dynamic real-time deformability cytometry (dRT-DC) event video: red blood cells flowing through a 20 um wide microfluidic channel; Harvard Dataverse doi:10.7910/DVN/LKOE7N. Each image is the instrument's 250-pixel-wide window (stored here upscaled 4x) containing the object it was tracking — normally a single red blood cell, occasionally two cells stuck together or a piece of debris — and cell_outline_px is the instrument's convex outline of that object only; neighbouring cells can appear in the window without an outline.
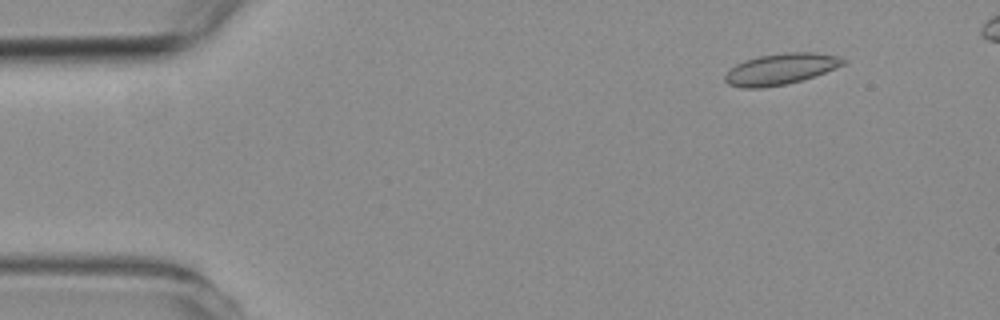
{"species": "common noctule bat (a hibernating species)", "species_latin": "Nyctalus noctula", "temperature_condition": "room temperature", "stored_images_in_passage": 15, "camera_frame_rate_fps": 3000, "um_per_image_px": 0.085, "animal": {"sex": "female", "body_mass_g": 19.3, "forearm_length_mm": 54.1}, "frame": {"image": 1, "passage_image": 5, "time_ms": 1.333, "image_size_px": [1000, 320], "cell_outline_px": [[848, 60], [844, 64], [836, 68], [800, 80], [784, 84], [764, 88], [740, 88], [728, 84], [724, 80], [724, 76], [736, 64], [744, 60], [760, 56], [788, 52], [812, 52], [836, 56]], "centroid_in_image_um": [66.33, 5.87], "position_along_channel_um": 18.7, "area_um2": 21.15}}